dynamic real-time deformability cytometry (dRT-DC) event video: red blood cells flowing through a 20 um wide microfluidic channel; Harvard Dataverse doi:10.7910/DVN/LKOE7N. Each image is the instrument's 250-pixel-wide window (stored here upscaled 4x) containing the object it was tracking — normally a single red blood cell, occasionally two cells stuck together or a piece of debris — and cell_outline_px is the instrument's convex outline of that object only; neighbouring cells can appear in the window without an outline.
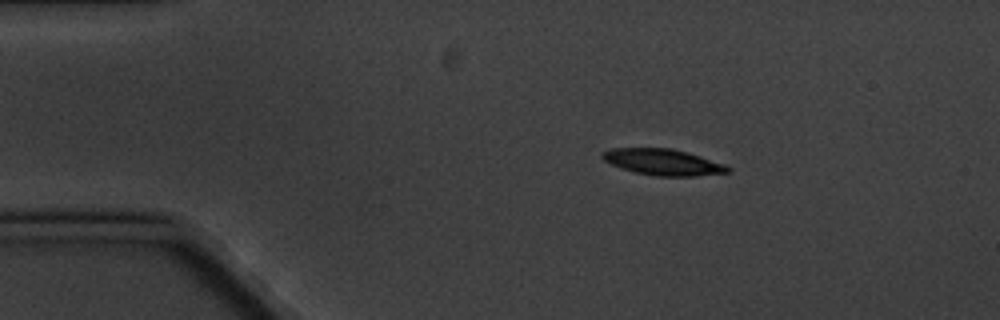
{"species": "common noctule bat (a hibernating species)", "species_latin": "Nyctalus noctula", "temperature_condition": "cold", "stored_images_in_passage": 4, "camera_frame_rate_fps": 3000, "um_per_image_px": 0.085, "animal": {"sex": "male", "body_mass_g": 20.1, "forearm_length_mm": 53.5}, "frame": {"image": 1, "passage_image": 2, "time_ms": 1.333, "image_size_px": [1000, 320], "cell_outline_px": [[732, 172], [696, 176], [656, 176], [636, 172], [612, 164], [604, 160], [600, 156], [600, 152], [608, 148], [672, 148], [688, 152], [724, 164], [732, 168]], "centroid_in_image_um": [56.37, 13.77], "position_along_channel_um": 28.6, "area_um2": 19.19}}